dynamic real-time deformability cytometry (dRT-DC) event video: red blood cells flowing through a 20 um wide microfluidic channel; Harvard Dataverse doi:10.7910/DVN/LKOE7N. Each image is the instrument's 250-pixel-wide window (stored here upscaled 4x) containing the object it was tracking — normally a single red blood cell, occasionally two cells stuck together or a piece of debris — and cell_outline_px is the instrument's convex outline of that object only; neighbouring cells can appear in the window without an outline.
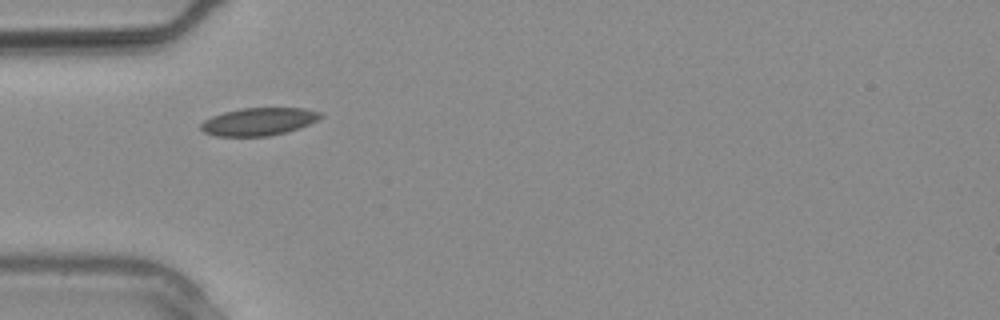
{"species": "common noctule bat (a hibernating species)", "species_latin": "Nyctalus noctula", "temperature_condition": "warm", "stored_images_in_passage": 8, "camera_frame_rate_fps": 3000, "um_per_image_px": 0.085, "animal": {"sex": "male", "body_mass_g": 20.4}, "frame": {"image": 1, "passage_image": 1, "time_ms": 0.0, "image_size_px": [1000, 320], "cell_outline_px": [[324, 116], [300, 128], [268, 136], [216, 136], [204, 132], [200, 128], [200, 124], [204, 120], [212, 116], [224, 112], [240, 108], [304, 108], [320, 112]], "centroid_in_image_um": [21.97, 10.33], "position_along_channel_um": 63.0, "area_um2": 19.25}}